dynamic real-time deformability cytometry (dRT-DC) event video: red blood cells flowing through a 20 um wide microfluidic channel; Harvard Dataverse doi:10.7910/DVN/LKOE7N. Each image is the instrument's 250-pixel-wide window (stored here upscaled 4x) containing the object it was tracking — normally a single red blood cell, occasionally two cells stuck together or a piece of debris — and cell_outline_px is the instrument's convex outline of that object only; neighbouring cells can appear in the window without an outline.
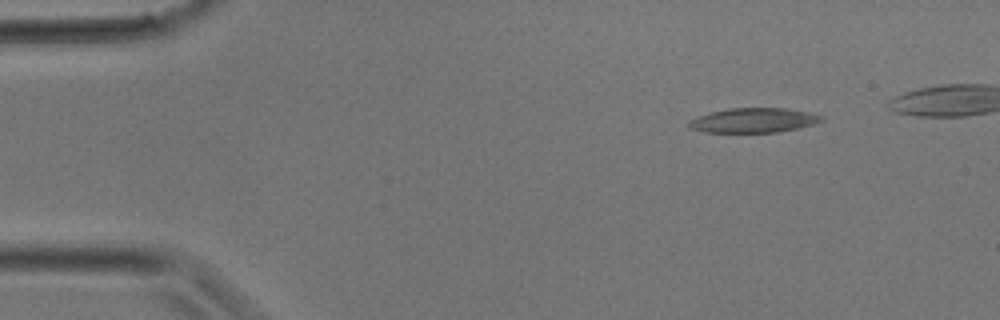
{"species": "common noctule bat (a hibernating species)", "species_latin": "Nyctalus noctula", "temperature_condition": "room temperature", "stored_images_in_passage": 26, "camera_frame_rate_fps": 3000, "um_per_image_px": 0.085, "animal": {"sex": "male", "body_mass_g": 17.9}, "frame": {"image": 1, "passage_image": 1, "time_ms": 0.0, "image_size_px": [1000, 320], "cell_outline_px": [[824, 120], [800, 128], [776, 132], [704, 132], [688, 128], [688, 120], [696, 116], [728, 108], [788, 108], [812, 112], [824, 116]], "centroid_in_image_um": [64.06, 10.22], "position_along_channel_um": 20.9, "area_um2": 19.25}}
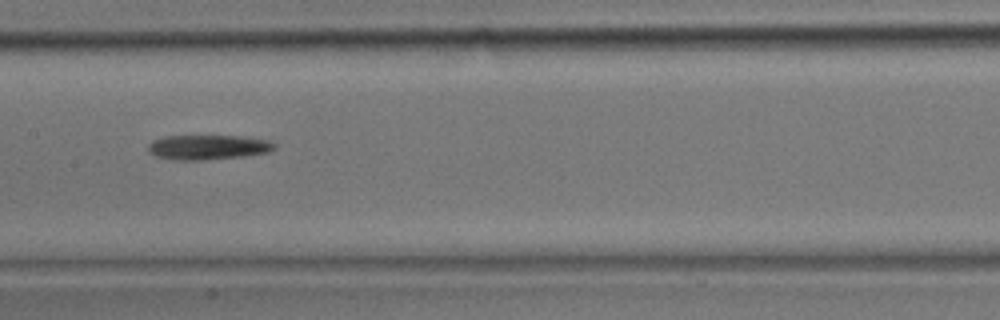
{"frame": {"image": 2, "passage_image": 13, "time_ms": 4.0, "image_size_px": [1000, 320], "cell_outline_px": [[276, 148], [268, 152], [244, 156], [200, 160], [176, 160], [156, 156], [148, 152], [148, 144], [152, 140], [164, 136], [240, 136], [268, 140], [276, 144]], "centroid_in_image_um": [17.66, 12.51], "position_along_channel_um": 189.7, "area_um2": 18.21}}
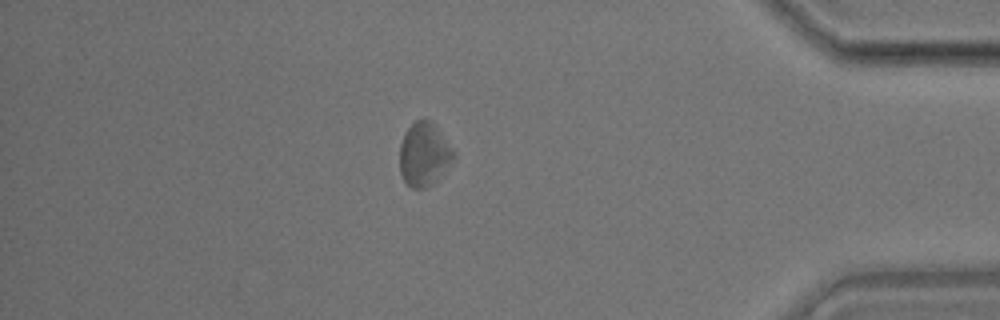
{"frame": {"image": 3, "passage_image": 25, "time_ms": 8.0, "image_size_px": [1000, 320], "cell_outline_px": [[456, 156], [436, 180], [432, 184], [424, 188], [412, 188], [404, 180], [400, 172], [400, 144], [404, 132], [416, 120], [432, 120], [436, 124], [452, 148]], "centroid_in_image_um": [36.04, 13.09], "position_along_channel_um": 399.2, "area_um2": 19.88}}